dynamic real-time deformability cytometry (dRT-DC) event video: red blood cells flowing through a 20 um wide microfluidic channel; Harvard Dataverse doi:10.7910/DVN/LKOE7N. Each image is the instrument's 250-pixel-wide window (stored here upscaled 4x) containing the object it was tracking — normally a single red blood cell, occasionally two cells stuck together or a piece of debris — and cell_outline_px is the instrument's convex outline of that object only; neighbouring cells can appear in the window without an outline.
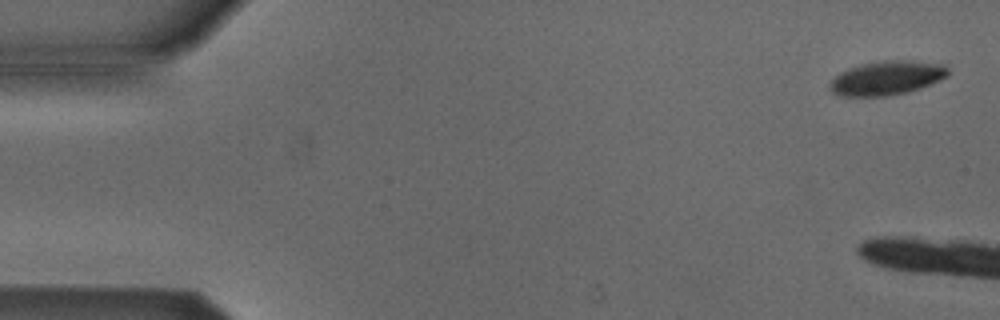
{"species": "Egyptian fruit bat (a non-hibernating species)", "species_latin": "Rousettus aegyptiacus", "temperature_condition": "cold", "stored_images_in_passage": 5, "camera_frame_rate_fps": 3000, "um_per_image_px": 0.085, "animal": {"sex": "male"}, "frame": {"image": 1, "passage_image": 1, "time_ms": 0.0, "image_size_px": [1000, 320], "cell_outline_px": [[948, 76], [940, 80], [920, 88], [908, 92], [888, 96], [840, 96], [832, 92], [828, 88], [832, 80], [840, 72], [848, 68], [880, 60], [908, 60], [948, 64]], "centroid_in_image_um": [75.41, 6.62], "position_along_channel_um": 9.6, "area_um2": 23.64}}